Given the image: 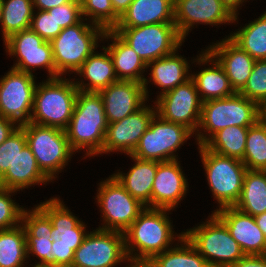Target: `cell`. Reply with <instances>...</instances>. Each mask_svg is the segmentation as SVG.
<instances>
[{
  "label": "cell",
  "instance_id": "1",
  "mask_svg": "<svg viewBox=\"0 0 266 267\" xmlns=\"http://www.w3.org/2000/svg\"><path fill=\"white\" fill-rule=\"evenodd\" d=\"M173 210L145 207L138 218L124 232L127 258H153L170 249L184 236L177 234L168 216ZM170 213V214H169Z\"/></svg>",
  "mask_w": 266,
  "mask_h": 267
},
{
  "label": "cell",
  "instance_id": "2",
  "mask_svg": "<svg viewBox=\"0 0 266 267\" xmlns=\"http://www.w3.org/2000/svg\"><path fill=\"white\" fill-rule=\"evenodd\" d=\"M107 127L104 102L99 92L79 90L73 115L65 129L70 147L76 153L85 151L84 159L102 155Z\"/></svg>",
  "mask_w": 266,
  "mask_h": 267
},
{
  "label": "cell",
  "instance_id": "3",
  "mask_svg": "<svg viewBox=\"0 0 266 267\" xmlns=\"http://www.w3.org/2000/svg\"><path fill=\"white\" fill-rule=\"evenodd\" d=\"M78 88L73 78H47L37 83L30 122L65 130L73 115Z\"/></svg>",
  "mask_w": 266,
  "mask_h": 267
},
{
  "label": "cell",
  "instance_id": "4",
  "mask_svg": "<svg viewBox=\"0 0 266 267\" xmlns=\"http://www.w3.org/2000/svg\"><path fill=\"white\" fill-rule=\"evenodd\" d=\"M105 29L87 22L84 18L77 24L64 28L50 43L55 65V78L75 74L85 60L102 43Z\"/></svg>",
  "mask_w": 266,
  "mask_h": 267
},
{
  "label": "cell",
  "instance_id": "5",
  "mask_svg": "<svg viewBox=\"0 0 266 267\" xmlns=\"http://www.w3.org/2000/svg\"><path fill=\"white\" fill-rule=\"evenodd\" d=\"M258 104L240 93L202 102L201 118L194 137L204 145L215 133L230 126L250 127L258 121Z\"/></svg>",
  "mask_w": 266,
  "mask_h": 267
},
{
  "label": "cell",
  "instance_id": "6",
  "mask_svg": "<svg viewBox=\"0 0 266 267\" xmlns=\"http://www.w3.org/2000/svg\"><path fill=\"white\" fill-rule=\"evenodd\" d=\"M184 231L185 237L206 259L210 267H230L245 256L226 225L214 214Z\"/></svg>",
  "mask_w": 266,
  "mask_h": 267
},
{
  "label": "cell",
  "instance_id": "7",
  "mask_svg": "<svg viewBox=\"0 0 266 267\" xmlns=\"http://www.w3.org/2000/svg\"><path fill=\"white\" fill-rule=\"evenodd\" d=\"M197 149L207 184L218 205L215 210L234 206L240 197L247 167L241 160L214 153L204 145Z\"/></svg>",
  "mask_w": 266,
  "mask_h": 267
},
{
  "label": "cell",
  "instance_id": "8",
  "mask_svg": "<svg viewBox=\"0 0 266 267\" xmlns=\"http://www.w3.org/2000/svg\"><path fill=\"white\" fill-rule=\"evenodd\" d=\"M20 127L39 168L53 182L76 154L70 147L65 130L31 122Z\"/></svg>",
  "mask_w": 266,
  "mask_h": 267
},
{
  "label": "cell",
  "instance_id": "9",
  "mask_svg": "<svg viewBox=\"0 0 266 267\" xmlns=\"http://www.w3.org/2000/svg\"><path fill=\"white\" fill-rule=\"evenodd\" d=\"M113 31L133 48L146 65L174 53L185 42L175 23L115 27Z\"/></svg>",
  "mask_w": 266,
  "mask_h": 267
},
{
  "label": "cell",
  "instance_id": "10",
  "mask_svg": "<svg viewBox=\"0 0 266 267\" xmlns=\"http://www.w3.org/2000/svg\"><path fill=\"white\" fill-rule=\"evenodd\" d=\"M95 201L99 207L102 230L124 233L145 208L110 175L98 183Z\"/></svg>",
  "mask_w": 266,
  "mask_h": 267
},
{
  "label": "cell",
  "instance_id": "11",
  "mask_svg": "<svg viewBox=\"0 0 266 267\" xmlns=\"http://www.w3.org/2000/svg\"><path fill=\"white\" fill-rule=\"evenodd\" d=\"M193 135L195 134L187 127L165 121L155 114L131 155L158 162L177 160L179 156L176 151Z\"/></svg>",
  "mask_w": 266,
  "mask_h": 267
},
{
  "label": "cell",
  "instance_id": "12",
  "mask_svg": "<svg viewBox=\"0 0 266 267\" xmlns=\"http://www.w3.org/2000/svg\"><path fill=\"white\" fill-rule=\"evenodd\" d=\"M126 262L124 233L96 227L74 251L71 267H118Z\"/></svg>",
  "mask_w": 266,
  "mask_h": 267
},
{
  "label": "cell",
  "instance_id": "13",
  "mask_svg": "<svg viewBox=\"0 0 266 267\" xmlns=\"http://www.w3.org/2000/svg\"><path fill=\"white\" fill-rule=\"evenodd\" d=\"M34 74L11 68L0 78V115L19 127L30 122L34 92Z\"/></svg>",
  "mask_w": 266,
  "mask_h": 267
},
{
  "label": "cell",
  "instance_id": "14",
  "mask_svg": "<svg viewBox=\"0 0 266 267\" xmlns=\"http://www.w3.org/2000/svg\"><path fill=\"white\" fill-rule=\"evenodd\" d=\"M3 44L6 55L15 58L10 68L30 74L37 69H44L49 73L46 78H55L51 43L45 41L31 28L11 35Z\"/></svg>",
  "mask_w": 266,
  "mask_h": 267
},
{
  "label": "cell",
  "instance_id": "15",
  "mask_svg": "<svg viewBox=\"0 0 266 267\" xmlns=\"http://www.w3.org/2000/svg\"><path fill=\"white\" fill-rule=\"evenodd\" d=\"M151 102L155 103L156 114L163 120L181 124L194 134L198 130L202 101L192 78Z\"/></svg>",
  "mask_w": 266,
  "mask_h": 267
},
{
  "label": "cell",
  "instance_id": "16",
  "mask_svg": "<svg viewBox=\"0 0 266 267\" xmlns=\"http://www.w3.org/2000/svg\"><path fill=\"white\" fill-rule=\"evenodd\" d=\"M238 19L221 0H174V23L184 40L199 24L220 27L238 24Z\"/></svg>",
  "mask_w": 266,
  "mask_h": 267
},
{
  "label": "cell",
  "instance_id": "17",
  "mask_svg": "<svg viewBox=\"0 0 266 267\" xmlns=\"http://www.w3.org/2000/svg\"><path fill=\"white\" fill-rule=\"evenodd\" d=\"M147 104L149 101L133 114L108 124L102 154L120 152L129 155L133 153L156 114L155 103L152 106Z\"/></svg>",
  "mask_w": 266,
  "mask_h": 267
},
{
  "label": "cell",
  "instance_id": "18",
  "mask_svg": "<svg viewBox=\"0 0 266 267\" xmlns=\"http://www.w3.org/2000/svg\"><path fill=\"white\" fill-rule=\"evenodd\" d=\"M32 208V209H31ZM25 208L21 224L26 234L27 259L36 257L34 265L28 267H55V259L50 253L52 249V223L49 216L38 206Z\"/></svg>",
  "mask_w": 266,
  "mask_h": 267
},
{
  "label": "cell",
  "instance_id": "19",
  "mask_svg": "<svg viewBox=\"0 0 266 267\" xmlns=\"http://www.w3.org/2000/svg\"><path fill=\"white\" fill-rule=\"evenodd\" d=\"M180 162L178 159L158 162L152 187V208L174 211L186 198L189 183Z\"/></svg>",
  "mask_w": 266,
  "mask_h": 267
},
{
  "label": "cell",
  "instance_id": "20",
  "mask_svg": "<svg viewBox=\"0 0 266 267\" xmlns=\"http://www.w3.org/2000/svg\"><path fill=\"white\" fill-rule=\"evenodd\" d=\"M108 124L120 121L147 102L143 83L119 80L99 91Z\"/></svg>",
  "mask_w": 266,
  "mask_h": 267
},
{
  "label": "cell",
  "instance_id": "21",
  "mask_svg": "<svg viewBox=\"0 0 266 267\" xmlns=\"http://www.w3.org/2000/svg\"><path fill=\"white\" fill-rule=\"evenodd\" d=\"M228 228L245 255H266V238L255 222L254 216L234 206L211 211Z\"/></svg>",
  "mask_w": 266,
  "mask_h": 267
},
{
  "label": "cell",
  "instance_id": "22",
  "mask_svg": "<svg viewBox=\"0 0 266 267\" xmlns=\"http://www.w3.org/2000/svg\"><path fill=\"white\" fill-rule=\"evenodd\" d=\"M225 36L216 43L212 42L206 50L224 69L232 89L239 93L246 85L256 60Z\"/></svg>",
  "mask_w": 266,
  "mask_h": 267
},
{
  "label": "cell",
  "instance_id": "23",
  "mask_svg": "<svg viewBox=\"0 0 266 267\" xmlns=\"http://www.w3.org/2000/svg\"><path fill=\"white\" fill-rule=\"evenodd\" d=\"M179 50H181V47L177 49L174 53L153 60L152 62L147 64L146 69L147 72L148 69H150V73H148L150 77H145L143 81V86L148 101L150 100L148 99L150 96V91L148 90L149 83H151V85L154 84V86L156 85L157 88L161 90L158 91L159 94L155 96L156 100L159 96L163 95L168 91H171L178 85L183 84L191 78L190 72H192V67L190 65H192L193 63L191 62L190 64L188 62L189 60L187 58H184V55H179Z\"/></svg>",
  "mask_w": 266,
  "mask_h": 267
},
{
  "label": "cell",
  "instance_id": "24",
  "mask_svg": "<svg viewBox=\"0 0 266 267\" xmlns=\"http://www.w3.org/2000/svg\"><path fill=\"white\" fill-rule=\"evenodd\" d=\"M55 197V198H54ZM39 202L37 205L49 216L52 223V240L65 245H74V251L82 244L88 234L87 224L75 216L59 197ZM82 220V221H81Z\"/></svg>",
  "mask_w": 266,
  "mask_h": 267
},
{
  "label": "cell",
  "instance_id": "25",
  "mask_svg": "<svg viewBox=\"0 0 266 267\" xmlns=\"http://www.w3.org/2000/svg\"><path fill=\"white\" fill-rule=\"evenodd\" d=\"M198 55L192 57V63L195 67L203 66L200 71L191 72V78L194 80L198 95L202 102L210 99H219L231 96L235 93L232 89L229 79L222 66L206 50L202 49ZM205 65L207 67H205Z\"/></svg>",
  "mask_w": 266,
  "mask_h": 267
},
{
  "label": "cell",
  "instance_id": "26",
  "mask_svg": "<svg viewBox=\"0 0 266 267\" xmlns=\"http://www.w3.org/2000/svg\"><path fill=\"white\" fill-rule=\"evenodd\" d=\"M101 47L102 52L95 50L75 72L78 78L74 76L73 80L78 90L99 92L119 81L108 50L103 45Z\"/></svg>",
  "mask_w": 266,
  "mask_h": 267
},
{
  "label": "cell",
  "instance_id": "27",
  "mask_svg": "<svg viewBox=\"0 0 266 267\" xmlns=\"http://www.w3.org/2000/svg\"><path fill=\"white\" fill-rule=\"evenodd\" d=\"M127 156L134 161L132 167L127 173H123V171L119 169L112 175L130 195L145 207L152 208V187L155 180L158 161L142 160L131 154Z\"/></svg>",
  "mask_w": 266,
  "mask_h": 267
},
{
  "label": "cell",
  "instance_id": "28",
  "mask_svg": "<svg viewBox=\"0 0 266 267\" xmlns=\"http://www.w3.org/2000/svg\"><path fill=\"white\" fill-rule=\"evenodd\" d=\"M52 181L41 171L30 147L26 144L17 154L12 165L0 178V187L23 192L35 185H46Z\"/></svg>",
  "mask_w": 266,
  "mask_h": 267
},
{
  "label": "cell",
  "instance_id": "29",
  "mask_svg": "<svg viewBox=\"0 0 266 267\" xmlns=\"http://www.w3.org/2000/svg\"><path fill=\"white\" fill-rule=\"evenodd\" d=\"M102 41L103 43L105 41L109 42H107V46H103L112 58L118 80L143 83L147 65L133 48L125 43L113 30H106Z\"/></svg>",
  "mask_w": 266,
  "mask_h": 267
},
{
  "label": "cell",
  "instance_id": "30",
  "mask_svg": "<svg viewBox=\"0 0 266 267\" xmlns=\"http://www.w3.org/2000/svg\"><path fill=\"white\" fill-rule=\"evenodd\" d=\"M174 23V0H133L115 27Z\"/></svg>",
  "mask_w": 266,
  "mask_h": 267
},
{
  "label": "cell",
  "instance_id": "31",
  "mask_svg": "<svg viewBox=\"0 0 266 267\" xmlns=\"http://www.w3.org/2000/svg\"><path fill=\"white\" fill-rule=\"evenodd\" d=\"M245 26L240 25L228 37L253 59H266V11ZM242 27V28H241Z\"/></svg>",
  "mask_w": 266,
  "mask_h": 267
},
{
  "label": "cell",
  "instance_id": "32",
  "mask_svg": "<svg viewBox=\"0 0 266 267\" xmlns=\"http://www.w3.org/2000/svg\"><path fill=\"white\" fill-rule=\"evenodd\" d=\"M234 207L251 216L266 212V174L263 171H246L241 194Z\"/></svg>",
  "mask_w": 266,
  "mask_h": 267
},
{
  "label": "cell",
  "instance_id": "33",
  "mask_svg": "<svg viewBox=\"0 0 266 267\" xmlns=\"http://www.w3.org/2000/svg\"><path fill=\"white\" fill-rule=\"evenodd\" d=\"M28 263L26 234L23 225L1 229L0 267H27L25 265Z\"/></svg>",
  "mask_w": 266,
  "mask_h": 267
},
{
  "label": "cell",
  "instance_id": "34",
  "mask_svg": "<svg viewBox=\"0 0 266 267\" xmlns=\"http://www.w3.org/2000/svg\"><path fill=\"white\" fill-rule=\"evenodd\" d=\"M34 14L32 0H2L1 32L3 41L31 26Z\"/></svg>",
  "mask_w": 266,
  "mask_h": 267
},
{
  "label": "cell",
  "instance_id": "35",
  "mask_svg": "<svg viewBox=\"0 0 266 267\" xmlns=\"http://www.w3.org/2000/svg\"><path fill=\"white\" fill-rule=\"evenodd\" d=\"M249 127L230 126L215 133L204 146L219 155L242 160Z\"/></svg>",
  "mask_w": 266,
  "mask_h": 267
},
{
  "label": "cell",
  "instance_id": "36",
  "mask_svg": "<svg viewBox=\"0 0 266 267\" xmlns=\"http://www.w3.org/2000/svg\"><path fill=\"white\" fill-rule=\"evenodd\" d=\"M153 259L160 267H210L185 235Z\"/></svg>",
  "mask_w": 266,
  "mask_h": 267
},
{
  "label": "cell",
  "instance_id": "37",
  "mask_svg": "<svg viewBox=\"0 0 266 267\" xmlns=\"http://www.w3.org/2000/svg\"><path fill=\"white\" fill-rule=\"evenodd\" d=\"M241 161L247 170L263 171L266 168V130L258 121L248 129L246 148Z\"/></svg>",
  "mask_w": 266,
  "mask_h": 267
},
{
  "label": "cell",
  "instance_id": "38",
  "mask_svg": "<svg viewBox=\"0 0 266 267\" xmlns=\"http://www.w3.org/2000/svg\"><path fill=\"white\" fill-rule=\"evenodd\" d=\"M82 16L88 22L99 25L105 30H113L120 17L115 13L111 0H79Z\"/></svg>",
  "mask_w": 266,
  "mask_h": 267
},
{
  "label": "cell",
  "instance_id": "39",
  "mask_svg": "<svg viewBox=\"0 0 266 267\" xmlns=\"http://www.w3.org/2000/svg\"><path fill=\"white\" fill-rule=\"evenodd\" d=\"M239 93L258 105L266 103V59L255 61L247 83Z\"/></svg>",
  "mask_w": 266,
  "mask_h": 267
},
{
  "label": "cell",
  "instance_id": "40",
  "mask_svg": "<svg viewBox=\"0 0 266 267\" xmlns=\"http://www.w3.org/2000/svg\"><path fill=\"white\" fill-rule=\"evenodd\" d=\"M15 193L17 194L18 191L0 187V230L10 229L21 224L25 206L19 205L12 199Z\"/></svg>",
  "mask_w": 266,
  "mask_h": 267
},
{
  "label": "cell",
  "instance_id": "41",
  "mask_svg": "<svg viewBox=\"0 0 266 267\" xmlns=\"http://www.w3.org/2000/svg\"><path fill=\"white\" fill-rule=\"evenodd\" d=\"M27 144L24 130L18 127L2 144H0V178L12 165L17 154Z\"/></svg>",
  "mask_w": 266,
  "mask_h": 267
},
{
  "label": "cell",
  "instance_id": "42",
  "mask_svg": "<svg viewBox=\"0 0 266 267\" xmlns=\"http://www.w3.org/2000/svg\"><path fill=\"white\" fill-rule=\"evenodd\" d=\"M30 28L48 42H51L63 30L61 26H57L53 15L44 10H34Z\"/></svg>",
  "mask_w": 266,
  "mask_h": 267
},
{
  "label": "cell",
  "instance_id": "43",
  "mask_svg": "<svg viewBox=\"0 0 266 267\" xmlns=\"http://www.w3.org/2000/svg\"><path fill=\"white\" fill-rule=\"evenodd\" d=\"M48 13L53 15L57 26H61L62 29L73 26L83 19L79 0H71L66 4L53 7L48 10Z\"/></svg>",
  "mask_w": 266,
  "mask_h": 267
},
{
  "label": "cell",
  "instance_id": "44",
  "mask_svg": "<svg viewBox=\"0 0 266 267\" xmlns=\"http://www.w3.org/2000/svg\"><path fill=\"white\" fill-rule=\"evenodd\" d=\"M55 259V267H71L74 257V245L60 243V239L53 241L50 252Z\"/></svg>",
  "mask_w": 266,
  "mask_h": 267
},
{
  "label": "cell",
  "instance_id": "45",
  "mask_svg": "<svg viewBox=\"0 0 266 267\" xmlns=\"http://www.w3.org/2000/svg\"><path fill=\"white\" fill-rule=\"evenodd\" d=\"M230 267H266V255H245Z\"/></svg>",
  "mask_w": 266,
  "mask_h": 267
},
{
  "label": "cell",
  "instance_id": "46",
  "mask_svg": "<svg viewBox=\"0 0 266 267\" xmlns=\"http://www.w3.org/2000/svg\"><path fill=\"white\" fill-rule=\"evenodd\" d=\"M19 126L0 115V144H2Z\"/></svg>",
  "mask_w": 266,
  "mask_h": 267
},
{
  "label": "cell",
  "instance_id": "47",
  "mask_svg": "<svg viewBox=\"0 0 266 267\" xmlns=\"http://www.w3.org/2000/svg\"><path fill=\"white\" fill-rule=\"evenodd\" d=\"M70 1L71 0H32L34 4V10H44V11H48L53 7H58Z\"/></svg>",
  "mask_w": 266,
  "mask_h": 267
},
{
  "label": "cell",
  "instance_id": "48",
  "mask_svg": "<svg viewBox=\"0 0 266 267\" xmlns=\"http://www.w3.org/2000/svg\"><path fill=\"white\" fill-rule=\"evenodd\" d=\"M125 267H160L153 258H127Z\"/></svg>",
  "mask_w": 266,
  "mask_h": 267
},
{
  "label": "cell",
  "instance_id": "49",
  "mask_svg": "<svg viewBox=\"0 0 266 267\" xmlns=\"http://www.w3.org/2000/svg\"><path fill=\"white\" fill-rule=\"evenodd\" d=\"M115 13L121 18L133 0H111Z\"/></svg>",
  "mask_w": 266,
  "mask_h": 267
},
{
  "label": "cell",
  "instance_id": "50",
  "mask_svg": "<svg viewBox=\"0 0 266 267\" xmlns=\"http://www.w3.org/2000/svg\"><path fill=\"white\" fill-rule=\"evenodd\" d=\"M223 4L234 14H240L239 9H242V5L244 6L246 2H249L248 0H221Z\"/></svg>",
  "mask_w": 266,
  "mask_h": 267
},
{
  "label": "cell",
  "instance_id": "51",
  "mask_svg": "<svg viewBox=\"0 0 266 267\" xmlns=\"http://www.w3.org/2000/svg\"><path fill=\"white\" fill-rule=\"evenodd\" d=\"M254 219L266 238V212L254 216Z\"/></svg>",
  "mask_w": 266,
  "mask_h": 267
},
{
  "label": "cell",
  "instance_id": "52",
  "mask_svg": "<svg viewBox=\"0 0 266 267\" xmlns=\"http://www.w3.org/2000/svg\"><path fill=\"white\" fill-rule=\"evenodd\" d=\"M258 122L266 130V103L259 104L258 106Z\"/></svg>",
  "mask_w": 266,
  "mask_h": 267
},
{
  "label": "cell",
  "instance_id": "53",
  "mask_svg": "<svg viewBox=\"0 0 266 267\" xmlns=\"http://www.w3.org/2000/svg\"><path fill=\"white\" fill-rule=\"evenodd\" d=\"M1 17H2V0H0V23H1Z\"/></svg>",
  "mask_w": 266,
  "mask_h": 267
}]
</instances>
